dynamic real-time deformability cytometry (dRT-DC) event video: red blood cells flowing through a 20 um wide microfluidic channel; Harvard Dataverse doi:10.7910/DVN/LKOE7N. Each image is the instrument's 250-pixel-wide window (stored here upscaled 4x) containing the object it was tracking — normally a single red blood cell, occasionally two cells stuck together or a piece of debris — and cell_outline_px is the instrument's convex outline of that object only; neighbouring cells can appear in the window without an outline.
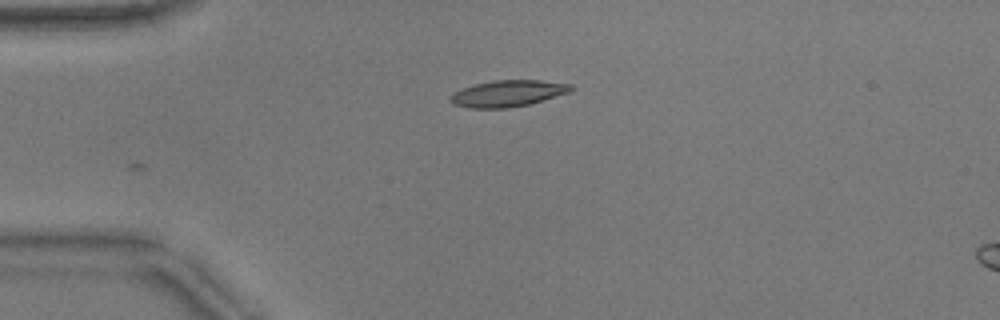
{"species": "common noctule bat (a hibernating species)", "species_latin": "Nyctalus noctula", "temperature_condition": "warm", "stored_images_in_passage": 24, "camera_frame_rate_fps": 3000, "um_per_image_px": 0.085, "animal": {"sex": "male", "body_mass_g": 17.9}, "frame": {"image": 1, "passage_image": 1, "time_ms": 0.0, "image_size_px": [1000, 320], "cell_outline_px": [[572, 88], [568, 92], [528, 104], [508, 108], [468, 108], [452, 104], [448, 100], [456, 92], [464, 88], [476, 84], [492, 80], [540, 80], [572, 84]], "centroid_in_image_um": [43.13, 7.94], "position_along_channel_um": 41.9, "area_um2": 18.26}}